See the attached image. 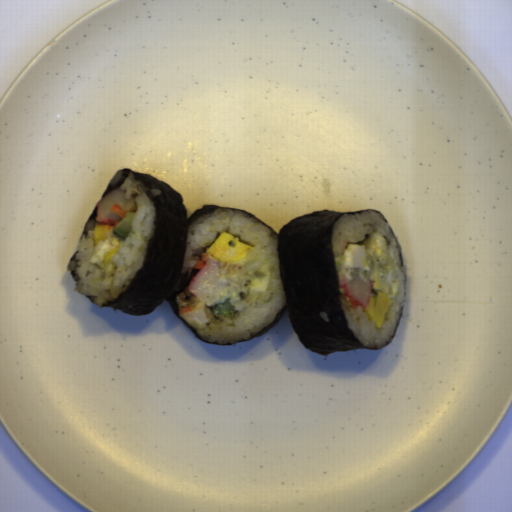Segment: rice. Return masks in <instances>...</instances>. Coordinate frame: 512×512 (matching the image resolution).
<instances>
[{"instance_id":"rice-1","label":"rice","mask_w":512,"mask_h":512,"mask_svg":"<svg viewBox=\"0 0 512 512\" xmlns=\"http://www.w3.org/2000/svg\"><path fill=\"white\" fill-rule=\"evenodd\" d=\"M222 232H228L238 241L253 249L239 261L219 266L225 274L230 306H234L233 320L221 314H212L214 305H207L205 313L209 322L196 323L184 318L196 333L209 342L235 343L250 333L256 334L274 320L285 304L283 281L279 272L278 241L270 236L271 229L256 223V219L236 210L218 209L194 221L187 231V244L181 272H187L202 260Z\"/></svg>"},{"instance_id":"rice-2","label":"rice","mask_w":512,"mask_h":512,"mask_svg":"<svg viewBox=\"0 0 512 512\" xmlns=\"http://www.w3.org/2000/svg\"><path fill=\"white\" fill-rule=\"evenodd\" d=\"M348 244H364L369 269L362 270L373 281V288L383 292L391 299L384 315L382 325L376 326L375 319L370 321L363 307H351L349 301L339 293L341 305L345 311L349 328L355 337L366 346H383L389 342L390 335L398 323L400 302L405 300V273L401 267L398 245L391 233L390 226L375 211H364L356 216L344 214L334 226L333 251L339 282L343 274L344 252Z\"/></svg>"},{"instance_id":"rice-4","label":"rice","mask_w":512,"mask_h":512,"mask_svg":"<svg viewBox=\"0 0 512 512\" xmlns=\"http://www.w3.org/2000/svg\"><path fill=\"white\" fill-rule=\"evenodd\" d=\"M201 301H203V300L198 299L197 297L192 295L190 292H188L187 287L183 291L182 294H179L178 296H176V304L178 305L180 310L183 307H191V308L195 309L197 304L200 303Z\"/></svg>"},{"instance_id":"rice-3","label":"rice","mask_w":512,"mask_h":512,"mask_svg":"<svg viewBox=\"0 0 512 512\" xmlns=\"http://www.w3.org/2000/svg\"><path fill=\"white\" fill-rule=\"evenodd\" d=\"M118 190L124 192V198L134 199L136 207L131 210L134 219L131 221L129 235L121 240L115 234L100 240L95 244V229H90L88 235L91 238H82L78 244L79 250L76 259V273L81 280L74 285V291L82 295H96L94 304L101 306L107 300L115 299L130 285L128 279H132L138 268H142V261L147 253L148 240L155 235L154 220L156 207L148 195L147 190L153 196H159L161 189L145 188L143 183L135 181L133 173H130ZM119 241L120 249L114 261L103 263V257L111 251L115 243ZM123 284H126L122 288Z\"/></svg>"}]
</instances>
